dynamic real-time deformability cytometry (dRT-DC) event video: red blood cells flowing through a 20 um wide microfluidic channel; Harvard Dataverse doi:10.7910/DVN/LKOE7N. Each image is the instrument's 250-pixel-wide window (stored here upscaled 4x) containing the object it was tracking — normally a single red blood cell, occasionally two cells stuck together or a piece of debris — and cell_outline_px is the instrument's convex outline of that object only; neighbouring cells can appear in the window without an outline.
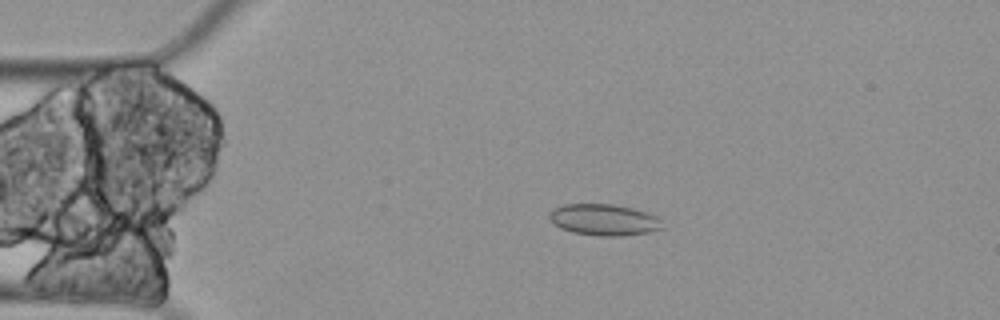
{"species": "Egyptian fruit bat (a non-hibernating species)", "species_latin": "Rousettus aegyptiacus", "temperature_condition": "cold", "stored_images_in_passage": 4, "camera_frame_rate_fps": 3000, "um_per_image_px": 0.085, "animal": {"sex": "female"}, "frame": {"image": 1, "passage_image": 3, "time_ms": 0.667, "image_size_px": [1000, 320], "cell_outline_px": [[664, 228], [648, 232], [620, 236], [600, 236], [572, 232], [560, 228], [548, 216], [556, 208], [564, 204], [612, 204], [632, 208], [656, 216], [660, 220]], "centroid_in_image_um": [51.36, 18.69], "position_along_channel_um": 33.6, "area_um2": 20.35}}